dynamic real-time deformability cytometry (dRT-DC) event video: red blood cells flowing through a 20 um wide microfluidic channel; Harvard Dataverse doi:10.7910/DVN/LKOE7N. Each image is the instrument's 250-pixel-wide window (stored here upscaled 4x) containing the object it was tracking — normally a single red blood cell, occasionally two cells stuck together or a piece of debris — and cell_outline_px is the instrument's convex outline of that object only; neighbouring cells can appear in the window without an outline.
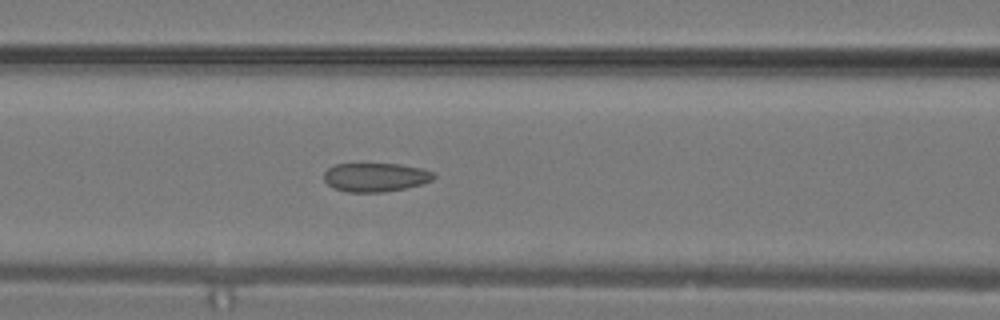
{"species": "common noctule bat (a hibernating species)", "species_latin": "Nyctalus noctula", "temperature_condition": "warm", "stored_images_in_passage": 14, "camera_frame_rate_fps": 3000, "um_per_image_px": 0.085, "animal": {"sex": "male", "body_mass_g": 19.2, "forearm_length_mm": 51.8}, "frame": {"image": 1, "passage_image": 12, "time_ms": 3.667, "image_size_px": [1000, 320], "cell_outline_px": [[436, 176], [432, 180], [420, 184], [404, 188], [380, 192], [348, 192], [336, 188], [328, 184], [324, 180], [324, 172], [328, 168], [336, 164], [360, 160], [400, 164], [420, 168], [432, 172]], "centroid_in_image_um": [31.86, 15.0], "position_along_channel_um": 134.7, "area_um2": 19.07}}
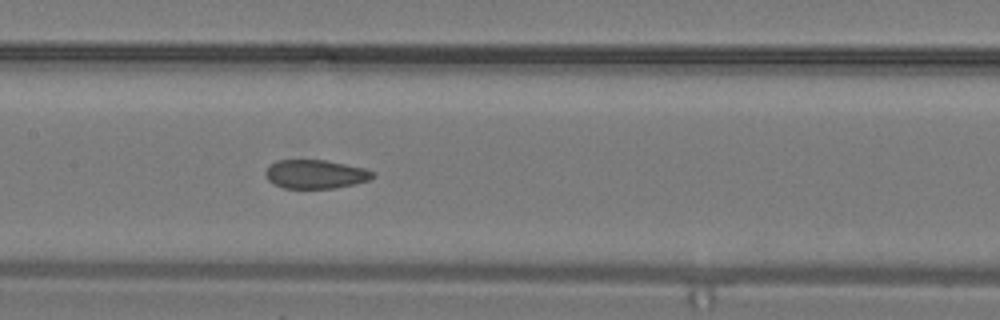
{"frame": {"image": 2, "passage_image": 14, "time_ms": 4.333, "image_size_px": [1000, 320], "cell_outline_px": [[376, 172], [368, 180], [352, 184], [332, 188], [284, 188], [268, 180], [264, 172], [276, 160], [324, 160], [364, 168]], "centroid_in_image_um": [26.8, 14.8], "position_along_channel_um": 180.6, "area_um2": 17.63}}